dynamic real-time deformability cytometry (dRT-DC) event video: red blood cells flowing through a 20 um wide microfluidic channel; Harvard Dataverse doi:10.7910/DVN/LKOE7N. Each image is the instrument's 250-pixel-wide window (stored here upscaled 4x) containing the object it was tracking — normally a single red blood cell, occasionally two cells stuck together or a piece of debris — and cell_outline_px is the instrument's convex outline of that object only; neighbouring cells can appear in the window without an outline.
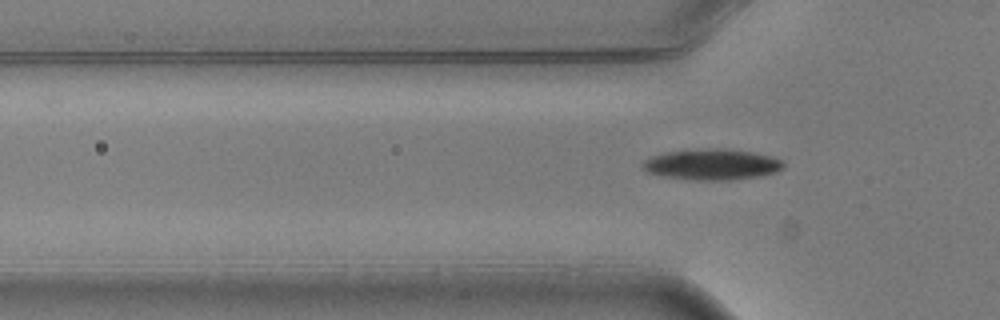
{"species": "common noctule bat (a hibernating species)", "species_latin": "Nyctalus noctula", "temperature_condition": "warm", "stored_images_in_passage": 6, "camera_frame_rate_fps": 3000, "um_per_image_px": 0.085, "animal": {"sex": "male", "body_mass_g": 20.5, "forearm_length_mm": 52.5}, "frame": {"image": 1, "passage_image": 4, "time_ms": 1.0, "image_size_px": [1000, 320], "cell_outline_px": [[784, 168], [776, 172], [760, 176], [728, 180], [696, 180], [664, 176], [648, 172], [640, 168], [640, 164], [644, 160], [652, 156], [664, 152], [708, 148], [720, 148], [752, 152], [784, 160]], "centroid_in_image_um": [60.5, 13.97], "position_along_channel_um": 65.3, "area_um2": 25.37}}
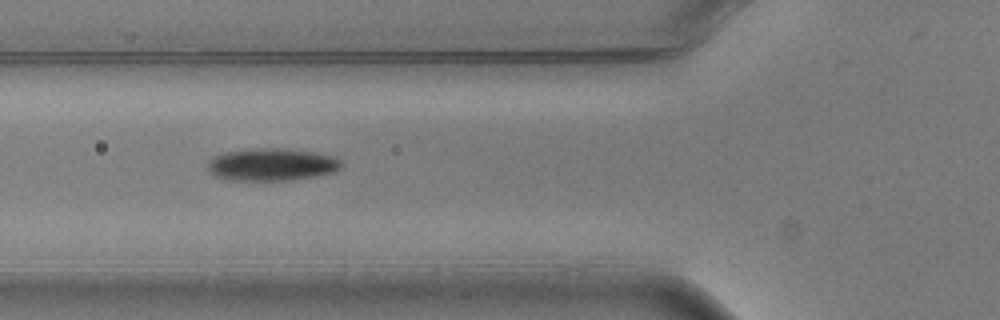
{"frame": {"image": 2, "passage_image": 5, "time_ms": 1.333, "image_size_px": [1000, 320], "cell_outline_px": [[340, 168], [336, 172], [292, 180], [228, 180], [216, 176], [208, 168], [208, 160], [212, 156], [228, 152], [260, 148], [276, 148], [308, 152], [332, 156], [340, 160]], "centroid_in_image_um": [23.07, 14.0], "position_along_channel_um": 102.7, "area_um2": 24.8}}
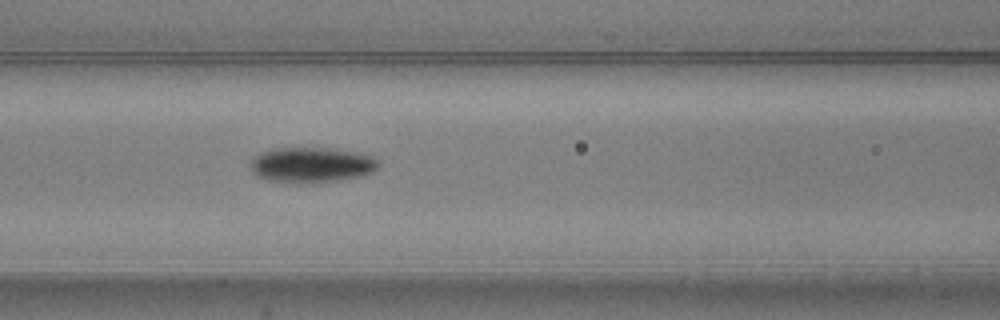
{"frame": {"image": 3, "passage_image": 6, "time_ms": 1.667, "image_size_px": [1000, 320], "cell_outline_px": [[380, 164], [372, 172], [360, 176], [336, 180], [268, 180], [256, 176], [252, 172], [248, 164], [260, 152], [276, 148], [336, 148], [356, 152], [372, 156]], "centroid_in_image_um": [26.47, 13.96], "position_along_channel_um": 140.1, "area_um2": 25.49}}